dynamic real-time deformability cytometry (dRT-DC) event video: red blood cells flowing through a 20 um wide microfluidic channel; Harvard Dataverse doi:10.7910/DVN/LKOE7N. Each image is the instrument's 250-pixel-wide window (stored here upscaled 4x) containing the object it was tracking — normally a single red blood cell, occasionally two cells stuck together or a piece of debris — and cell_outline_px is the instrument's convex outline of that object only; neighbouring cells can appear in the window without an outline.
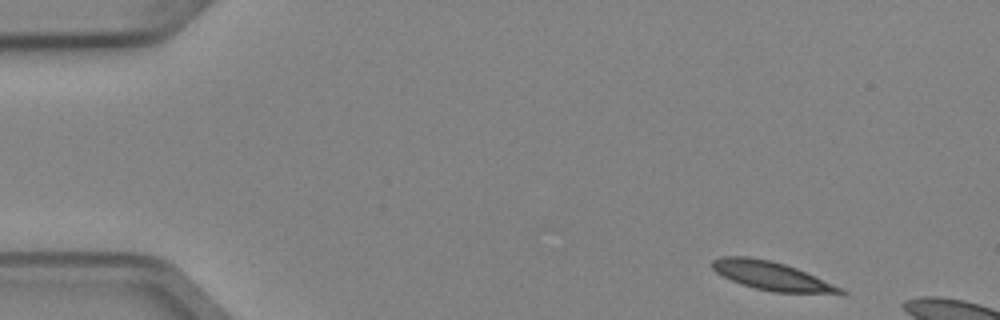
{"species": "Egyptian fruit bat (a non-hibernating species)", "species_latin": "Rousettus aegyptiacus", "temperature_condition": "cold", "stored_images_in_passage": 3, "camera_frame_rate_fps": 3000, "um_per_image_px": 0.085, "animal": {"sex": "female"}, "frame": {"image": 1, "passage_image": 1, "time_ms": 0.0, "image_size_px": [1000, 320], "cell_outline_px": [[848, 292], [844, 296], [772, 292], [740, 284], [716, 272], [712, 268], [712, 260], [720, 256], [748, 256], [768, 260], [784, 264], [796, 268], [844, 288]], "centroid_in_image_um": [65.73, 23.5], "position_along_channel_um": 19.3, "area_um2": 21.91}}